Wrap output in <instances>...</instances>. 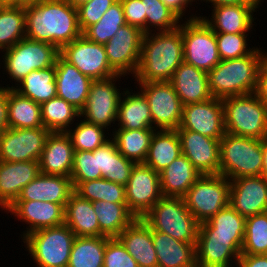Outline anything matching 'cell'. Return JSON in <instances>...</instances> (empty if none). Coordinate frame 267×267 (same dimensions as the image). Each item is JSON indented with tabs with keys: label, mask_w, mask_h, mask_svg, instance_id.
Returning <instances> with one entry per match:
<instances>
[{
	"label": "cell",
	"mask_w": 267,
	"mask_h": 267,
	"mask_svg": "<svg viewBox=\"0 0 267 267\" xmlns=\"http://www.w3.org/2000/svg\"><path fill=\"white\" fill-rule=\"evenodd\" d=\"M70 178L72 182H86L103 178L101 170L98 169L97 149L94 151H74Z\"/></svg>",
	"instance_id": "cell-49"
},
{
	"label": "cell",
	"mask_w": 267,
	"mask_h": 267,
	"mask_svg": "<svg viewBox=\"0 0 267 267\" xmlns=\"http://www.w3.org/2000/svg\"><path fill=\"white\" fill-rule=\"evenodd\" d=\"M172 31L143 35L136 83L170 81L183 60L182 22Z\"/></svg>",
	"instance_id": "cell-2"
},
{
	"label": "cell",
	"mask_w": 267,
	"mask_h": 267,
	"mask_svg": "<svg viewBox=\"0 0 267 267\" xmlns=\"http://www.w3.org/2000/svg\"><path fill=\"white\" fill-rule=\"evenodd\" d=\"M183 106L200 103L213 98L207 72L183 62L169 81Z\"/></svg>",
	"instance_id": "cell-28"
},
{
	"label": "cell",
	"mask_w": 267,
	"mask_h": 267,
	"mask_svg": "<svg viewBox=\"0 0 267 267\" xmlns=\"http://www.w3.org/2000/svg\"><path fill=\"white\" fill-rule=\"evenodd\" d=\"M106 244V236H76L67 267H103Z\"/></svg>",
	"instance_id": "cell-41"
},
{
	"label": "cell",
	"mask_w": 267,
	"mask_h": 267,
	"mask_svg": "<svg viewBox=\"0 0 267 267\" xmlns=\"http://www.w3.org/2000/svg\"><path fill=\"white\" fill-rule=\"evenodd\" d=\"M29 225L23 231L21 239L37 230L65 224V207L62 204L44 201L16 200L5 210Z\"/></svg>",
	"instance_id": "cell-19"
},
{
	"label": "cell",
	"mask_w": 267,
	"mask_h": 267,
	"mask_svg": "<svg viewBox=\"0 0 267 267\" xmlns=\"http://www.w3.org/2000/svg\"><path fill=\"white\" fill-rule=\"evenodd\" d=\"M68 2L72 7L78 8L80 5L88 2L89 0H65Z\"/></svg>",
	"instance_id": "cell-60"
},
{
	"label": "cell",
	"mask_w": 267,
	"mask_h": 267,
	"mask_svg": "<svg viewBox=\"0 0 267 267\" xmlns=\"http://www.w3.org/2000/svg\"><path fill=\"white\" fill-rule=\"evenodd\" d=\"M26 38L52 44L59 50L82 35L77 8L65 0H43L24 7Z\"/></svg>",
	"instance_id": "cell-1"
},
{
	"label": "cell",
	"mask_w": 267,
	"mask_h": 267,
	"mask_svg": "<svg viewBox=\"0 0 267 267\" xmlns=\"http://www.w3.org/2000/svg\"><path fill=\"white\" fill-rule=\"evenodd\" d=\"M81 119L80 117V122L77 119V125L74 124L75 127H71L66 132L71 139L74 151H94L111 139L109 132H106L110 130Z\"/></svg>",
	"instance_id": "cell-45"
},
{
	"label": "cell",
	"mask_w": 267,
	"mask_h": 267,
	"mask_svg": "<svg viewBox=\"0 0 267 267\" xmlns=\"http://www.w3.org/2000/svg\"><path fill=\"white\" fill-rule=\"evenodd\" d=\"M245 226L246 218L228 205L208 221L200 223L198 236L244 238Z\"/></svg>",
	"instance_id": "cell-38"
},
{
	"label": "cell",
	"mask_w": 267,
	"mask_h": 267,
	"mask_svg": "<svg viewBox=\"0 0 267 267\" xmlns=\"http://www.w3.org/2000/svg\"><path fill=\"white\" fill-rule=\"evenodd\" d=\"M78 118L80 111L58 96L41 104L43 127L50 132H67Z\"/></svg>",
	"instance_id": "cell-40"
},
{
	"label": "cell",
	"mask_w": 267,
	"mask_h": 267,
	"mask_svg": "<svg viewBox=\"0 0 267 267\" xmlns=\"http://www.w3.org/2000/svg\"><path fill=\"white\" fill-rule=\"evenodd\" d=\"M96 213L100 236L116 238L136 217L129 211L127 203L109 201L92 202Z\"/></svg>",
	"instance_id": "cell-37"
},
{
	"label": "cell",
	"mask_w": 267,
	"mask_h": 267,
	"mask_svg": "<svg viewBox=\"0 0 267 267\" xmlns=\"http://www.w3.org/2000/svg\"><path fill=\"white\" fill-rule=\"evenodd\" d=\"M241 254H267V211L246 218Z\"/></svg>",
	"instance_id": "cell-47"
},
{
	"label": "cell",
	"mask_w": 267,
	"mask_h": 267,
	"mask_svg": "<svg viewBox=\"0 0 267 267\" xmlns=\"http://www.w3.org/2000/svg\"><path fill=\"white\" fill-rule=\"evenodd\" d=\"M244 238L198 236L195 251L197 267H234L241 255Z\"/></svg>",
	"instance_id": "cell-21"
},
{
	"label": "cell",
	"mask_w": 267,
	"mask_h": 267,
	"mask_svg": "<svg viewBox=\"0 0 267 267\" xmlns=\"http://www.w3.org/2000/svg\"><path fill=\"white\" fill-rule=\"evenodd\" d=\"M159 175L162 196L183 198L202 174L199 173L185 155L181 154Z\"/></svg>",
	"instance_id": "cell-31"
},
{
	"label": "cell",
	"mask_w": 267,
	"mask_h": 267,
	"mask_svg": "<svg viewBox=\"0 0 267 267\" xmlns=\"http://www.w3.org/2000/svg\"><path fill=\"white\" fill-rule=\"evenodd\" d=\"M50 133L45 127L6 128L0 134V161H39Z\"/></svg>",
	"instance_id": "cell-13"
},
{
	"label": "cell",
	"mask_w": 267,
	"mask_h": 267,
	"mask_svg": "<svg viewBox=\"0 0 267 267\" xmlns=\"http://www.w3.org/2000/svg\"><path fill=\"white\" fill-rule=\"evenodd\" d=\"M249 1L258 9L264 0H249Z\"/></svg>",
	"instance_id": "cell-61"
},
{
	"label": "cell",
	"mask_w": 267,
	"mask_h": 267,
	"mask_svg": "<svg viewBox=\"0 0 267 267\" xmlns=\"http://www.w3.org/2000/svg\"><path fill=\"white\" fill-rule=\"evenodd\" d=\"M72 183L74 192L91 202L103 200L113 203H126L125 186L106 178Z\"/></svg>",
	"instance_id": "cell-43"
},
{
	"label": "cell",
	"mask_w": 267,
	"mask_h": 267,
	"mask_svg": "<svg viewBox=\"0 0 267 267\" xmlns=\"http://www.w3.org/2000/svg\"><path fill=\"white\" fill-rule=\"evenodd\" d=\"M263 140L225 133L220 139V175L229 180L261 176Z\"/></svg>",
	"instance_id": "cell-4"
},
{
	"label": "cell",
	"mask_w": 267,
	"mask_h": 267,
	"mask_svg": "<svg viewBox=\"0 0 267 267\" xmlns=\"http://www.w3.org/2000/svg\"><path fill=\"white\" fill-rule=\"evenodd\" d=\"M126 203L136 218H143L162 197L160 175L144 163H137L125 186Z\"/></svg>",
	"instance_id": "cell-15"
},
{
	"label": "cell",
	"mask_w": 267,
	"mask_h": 267,
	"mask_svg": "<svg viewBox=\"0 0 267 267\" xmlns=\"http://www.w3.org/2000/svg\"><path fill=\"white\" fill-rule=\"evenodd\" d=\"M254 93L267 106V64L265 62L259 68L257 87Z\"/></svg>",
	"instance_id": "cell-53"
},
{
	"label": "cell",
	"mask_w": 267,
	"mask_h": 267,
	"mask_svg": "<svg viewBox=\"0 0 267 267\" xmlns=\"http://www.w3.org/2000/svg\"><path fill=\"white\" fill-rule=\"evenodd\" d=\"M121 77L125 76L117 74L107 79L93 80L85 106L80 111V117L107 130L116 126L118 105L122 95L116 81L119 82Z\"/></svg>",
	"instance_id": "cell-11"
},
{
	"label": "cell",
	"mask_w": 267,
	"mask_h": 267,
	"mask_svg": "<svg viewBox=\"0 0 267 267\" xmlns=\"http://www.w3.org/2000/svg\"><path fill=\"white\" fill-rule=\"evenodd\" d=\"M116 238L135 259L138 267H158L152 229L142 218H136Z\"/></svg>",
	"instance_id": "cell-27"
},
{
	"label": "cell",
	"mask_w": 267,
	"mask_h": 267,
	"mask_svg": "<svg viewBox=\"0 0 267 267\" xmlns=\"http://www.w3.org/2000/svg\"><path fill=\"white\" fill-rule=\"evenodd\" d=\"M126 23L146 34V14L142 0H121Z\"/></svg>",
	"instance_id": "cell-52"
},
{
	"label": "cell",
	"mask_w": 267,
	"mask_h": 267,
	"mask_svg": "<svg viewBox=\"0 0 267 267\" xmlns=\"http://www.w3.org/2000/svg\"><path fill=\"white\" fill-rule=\"evenodd\" d=\"M154 231L176 240L196 243L200 223L186 207L184 198L162 196L142 218Z\"/></svg>",
	"instance_id": "cell-5"
},
{
	"label": "cell",
	"mask_w": 267,
	"mask_h": 267,
	"mask_svg": "<svg viewBox=\"0 0 267 267\" xmlns=\"http://www.w3.org/2000/svg\"><path fill=\"white\" fill-rule=\"evenodd\" d=\"M40 173L39 161H0L1 210L5 212L19 197L22 189Z\"/></svg>",
	"instance_id": "cell-22"
},
{
	"label": "cell",
	"mask_w": 267,
	"mask_h": 267,
	"mask_svg": "<svg viewBox=\"0 0 267 267\" xmlns=\"http://www.w3.org/2000/svg\"><path fill=\"white\" fill-rule=\"evenodd\" d=\"M75 237L63 224L37 230L21 240L37 267H67Z\"/></svg>",
	"instance_id": "cell-7"
},
{
	"label": "cell",
	"mask_w": 267,
	"mask_h": 267,
	"mask_svg": "<svg viewBox=\"0 0 267 267\" xmlns=\"http://www.w3.org/2000/svg\"><path fill=\"white\" fill-rule=\"evenodd\" d=\"M152 241L156 250L158 267H197L196 243L174 239L168 234L152 230Z\"/></svg>",
	"instance_id": "cell-30"
},
{
	"label": "cell",
	"mask_w": 267,
	"mask_h": 267,
	"mask_svg": "<svg viewBox=\"0 0 267 267\" xmlns=\"http://www.w3.org/2000/svg\"><path fill=\"white\" fill-rule=\"evenodd\" d=\"M7 87L0 84V134L7 126Z\"/></svg>",
	"instance_id": "cell-56"
},
{
	"label": "cell",
	"mask_w": 267,
	"mask_h": 267,
	"mask_svg": "<svg viewBox=\"0 0 267 267\" xmlns=\"http://www.w3.org/2000/svg\"><path fill=\"white\" fill-rule=\"evenodd\" d=\"M146 14V33L172 31L179 27L181 19L162 0H142ZM155 29H153V28Z\"/></svg>",
	"instance_id": "cell-46"
},
{
	"label": "cell",
	"mask_w": 267,
	"mask_h": 267,
	"mask_svg": "<svg viewBox=\"0 0 267 267\" xmlns=\"http://www.w3.org/2000/svg\"><path fill=\"white\" fill-rule=\"evenodd\" d=\"M236 267H267V254H241Z\"/></svg>",
	"instance_id": "cell-54"
},
{
	"label": "cell",
	"mask_w": 267,
	"mask_h": 267,
	"mask_svg": "<svg viewBox=\"0 0 267 267\" xmlns=\"http://www.w3.org/2000/svg\"><path fill=\"white\" fill-rule=\"evenodd\" d=\"M0 53L4 54L0 66L3 65V72L7 73L9 80L12 79L10 83L14 81L16 86L33 70L54 66L60 50L52 44L25 37Z\"/></svg>",
	"instance_id": "cell-8"
},
{
	"label": "cell",
	"mask_w": 267,
	"mask_h": 267,
	"mask_svg": "<svg viewBox=\"0 0 267 267\" xmlns=\"http://www.w3.org/2000/svg\"><path fill=\"white\" fill-rule=\"evenodd\" d=\"M73 192L74 186L70 177L40 173L22 189L16 200L52 202L66 207Z\"/></svg>",
	"instance_id": "cell-26"
},
{
	"label": "cell",
	"mask_w": 267,
	"mask_h": 267,
	"mask_svg": "<svg viewBox=\"0 0 267 267\" xmlns=\"http://www.w3.org/2000/svg\"><path fill=\"white\" fill-rule=\"evenodd\" d=\"M221 60L237 59L249 55L256 47L247 39L249 33H215ZM249 46V47H248Z\"/></svg>",
	"instance_id": "cell-48"
},
{
	"label": "cell",
	"mask_w": 267,
	"mask_h": 267,
	"mask_svg": "<svg viewBox=\"0 0 267 267\" xmlns=\"http://www.w3.org/2000/svg\"><path fill=\"white\" fill-rule=\"evenodd\" d=\"M136 89L146 97L153 128L156 130H177L180 126L183 104L169 81L137 83Z\"/></svg>",
	"instance_id": "cell-12"
},
{
	"label": "cell",
	"mask_w": 267,
	"mask_h": 267,
	"mask_svg": "<svg viewBox=\"0 0 267 267\" xmlns=\"http://www.w3.org/2000/svg\"><path fill=\"white\" fill-rule=\"evenodd\" d=\"M182 154L177 130H155L145 165L160 173Z\"/></svg>",
	"instance_id": "cell-33"
},
{
	"label": "cell",
	"mask_w": 267,
	"mask_h": 267,
	"mask_svg": "<svg viewBox=\"0 0 267 267\" xmlns=\"http://www.w3.org/2000/svg\"><path fill=\"white\" fill-rule=\"evenodd\" d=\"M20 95L30 98L38 104L57 96L55 65L40 70H33L17 86H9Z\"/></svg>",
	"instance_id": "cell-34"
},
{
	"label": "cell",
	"mask_w": 267,
	"mask_h": 267,
	"mask_svg": "<svg viewBox=\"0 0 267 267\" xmlns=\"http://www.w3.org/2000/svg\"><path fill=\"white\" fill-rule=\"evenodd\" d=\"M117 0H89L77 8L78 23L83 33L88 27L96 24Z\"/></svg>",
	"instance_id": "cell-50"
},
{
	"label": "cell",
	"mask_w": 267,
	"mask_h": 267,
	"mask_svg": "<svg viewBox=\"0 0 267 267\" xmlns=\"http://www.w3.org/2000/svg\"><path fill=\"white\" fill-rule=\"evenodd\" d=\"M7 110L8 128L43 127L41 105L20 95L13 88H7Z\"/></svg>",
	"instance_id": "cell-35"
},
{
	"label": "cell",
	"mask_w": 267,
	"mask_h": 267,
	"mask_svg": "<svg viewBox=\"0 0 267 267\" xmlns=\"http://www.w3.org/2000/svg\"><path fill=\"white\" fill-rule=\"evenodd\" d=\"M126 24L121 0H117L103 14L102 18L96 24L88 27L82 35L92 42L104 45Z\"/></svg>",
	"instance_id": "cell-44"
},
{
	"label": "cell",
	"mask_w": 267,
	"mask_h": 267,
	"mask_svg": "<svg viewBox=\"0 0 267 267\" xmlns=\"http://www.w3.org/2000/svg\"><path fill=\"white\" fill-rule=\"evenodd\" d=\"M229 192L230 180L225 176L201 175L183 198L196 220L203 223L229 205Z\"/></svg>",
	"instance_id": "cell-10"
},
{
	"label": "cell",
	"mask_w": 267,
	"mask_h": 267,
	"mask_svg": "<svg viewBox=\"0 0 267 267\" xmlns=\"http://www.w3.org/2000/svg\"><path fill=\"white\" fill-rule=\"evenodd\" d=\"M263 62V50L260 46L244 57L221 60L207 73L213 98L224 99L254 93L258 71Z\"/></svg>",
	"instance_id": "cell-3"
},
{
	"label": "cell",
	"mask_w": 267,
	"mask_h": 267,
	"mask_svg": "<svg viewBox=\"0 0 267 267\" xmlns=\"http://www.w3.org/2000/svg\"><path fill=\"white\" fill-rule=\"evenodd\" d=\"M1 6H26V0H0Z\"/></svg>",
	"instance_id": "cell-59"
},
{
	"label": "cell",
	"mask_w": 267,
	"mask_h": 267,
	"mask_svg": "<svg viewBox=\"0 0 267 267\" xmlns=\"http://www.w3.org/2000/svg\"><path fill=\"white\" fill-rule=\"evenodd\" d=\"M117 114V128L140 130L154 129L151 111L144 94L139 90L122 89ZM131 90V91H130Z\"/></svg>",
	"instance_id": "cell-29"
},
{
	"label": "cell",
	"mask_w": 267,
	"mask_h": 267,
	"mask_svg": "<svg viewBox=\"0 0 267 267\" xmlns=\"http://www.w3.org/2000/svg\"><path fill=\"white\" fill-rule=\"evenodd\" d=\"M182 154L202 175L220 174V139L190 130H177Z\"/></svg>",
	"instance_id": "cell-18"
},
{
	"label": "cell",
	"mask_w": 267,
	"mask_h": 267,
	"mask_svg": "<svg viewBox=\"0 0 267 267\" xmlns=\"http://www.w3.org/2000/svg\"><path fill=\"white\" fill-rule=\"evenodd\" d=\"M196 15L183 18L186 19L182 23L183 60L208 73L221 59L215 32Z\"/></svg>",
	"instance_id": "cell-9"
},
{
	"label": "cell",
	"mask_w": 267,
	"mask_h": 267,
	"mask_svg": "<svg viewBox=\"0 0 267 267\" xmlns=\"http://www.w3.org/2000/svg\"><path fill=\"white\" fill-rule=\"evenodd\" d=\"M143 31L126 24L104 44L110 67L119 75H135L141 54Z\"/></svg>",
	"instance_id": "cell-16"
},
{
	"label": "cell",
	"mask_w": 267,
	"mask_h": 267,
	"mask_svg": "<svg viewBox=\"0 0 267 267\" xmlns=\"http://www.w3.org/2000/svg\"><path fill=\"white\" fill-rule=\"evenodd\" d=\"M266 51L263 49L264 62L267 64V52Z\"/></svg>",
	"instance_id": "cell-63"
},
{
	"label": "cell",
	"mask_w": 267,
	"mask_h": 267,
	"mask_svg": "<svg viewBox=\"0 0 267 267\" xmlns=\"http://www.w3.org/2000/svg\"><path fill=\"white\" fill-rule=\"evenodd\" d=\"M257 8L253 4H235L215 6L211 17L199 16L215 33H248L253 30L257 17H253ZM254 23V24H253Z\"/></svg>",
	"instance_id": "cell-23"
},
{
	"label": "cell",
	"mask_w": 267,
	"mask_h": 267,
	"mask_svg": "<svg viewBox=\"0 0 267 267\" xmlns=\"http://www.w3.org/2000/svg\"><path fill=\"white\" fill-rule=\"evenodd\" d=\"M164 4L172 10L181 20L186 15L188 5L193 6L192 2L197 3V0H162Z\"/></svg>",
	"instance_id": "cell-55"
},
{
	"label": "cell",
	"mask_w": 267,
	"mask_h": 267,
	"mask_svg": "<svg viewBox=\"0 0 267 267\" xmlns=\"http://www.w3.org/2000/svg\"><path fill=\"white\" fill-rule=\"evenodd\" d=\"M156 129L129 130L113 128L111 139L116 142L118 151L133 162L144 163ZM113 136V137H112Z\"/></svg>",
	"instance_id": "cell-39"
},
{
	"label": "cell",
	"mask_w": 267,
	"mask_h": 267,
	"mask_svg": "<svg viewBox=\"0 0 267 267\" xmlns=\"http://www.w3.org/2000/svg\"><path fill=\"white\" fill-rule=\"evenodd\" d=\"M177 130H190L210 138L221 139L226 133L222 99L211 98L204 102L184 105Z\"/></svg>",
	"instance_id": "cell-17"
},
{
	"label": "cell",
	"mask_w": 267,
	"mask_h": 267,
	"mask_svg": "<svg viewBox=\"0 0 267 267\" xmlns=\"http://www.w3.org/2000/svg\"><path fill=\"white\" fill-rule=\"evenodd\" d=\"M227 133L263 140L267 138V106L255 93L222 99Z\"/></svg>",
	"instance_id": "cell-6"
},
{
	"label": "cell",
	"mask_w": 267,
	"mask_h": 267,
	"mask_svg": "<svg viewBox=\"0 0 267 267\" xmlns=\"http://www.w3.org/2000/svg\"><path fill=\"white\" fill-rule=\"evenodd\" d=\"M26 37L25 9L0 5V52Z\"/></svg>",
	"instance_id": "cell-42"
},
{
	"label": "cell",
	"mask_w": 267,
	"mask_h": 267,
	"mask_svg": "<svg viewBox=\"0 0 267 267\" xmlns=\"http://www.w3.org/2000/svg\"><path fill=\"white\" fill-rule=\"evenodd\" d=\"M38 1H43V0H26V6L30 3L38 2Z\"/></svg>",
	"instance_id": "cell-62"
},
{
	"label": "cell",
	"mask_w": 267,
	"mask_h": 267,
	"mask_svg": "<svg viewBox=\"0 0 267 267\" xmlns=\"http://www.w3.org/2000/svg\"><path fill=\"white\" fill-rule=\"evenodd\" d=\"M97 163L103 178L123 186H126L136 164L118 151L113 139L97 148Z\"/></svg>",
	"instance_id": "cell-36"
},
{
	"label": "cell",
	"mask_w": 267,
	"mask_h": 267,
	"mask_svg": "<svg viewBox=\"0 0 267 267\" xmlns=\"http://www.w3.org/2000/svg\"><path fill=\"white\" fill-rule=\"evenodd\" d=\"M262 176L267 178V138L263 139V170Z\"/></svg>",
	"instance_id": "cell-58"
},
{
	"label": "cell",
	"mask_w": 267,
	"mask_h": 267,
	"mask_svg": "<svg viewBox=\"0 0 267 267\" xmlns=\"http://www.w3.org/2000/svg\"><path fill=\"white\" fill-rule=\"evenodd\" d=\"M65 224L77 237H98L100 228L92 202L73 192L65 207Z\"/></svg>",
	"instance_id": "cell-32"
},
{
	"label": "cell",
	"mask_w": 267,
	"mask_h": 267,
	"mask_svg": "<svg viewBox=\"0 0 267 267\" xmlns=\"http://www.w3.org/2000/svg\"><path fill=\"white\" fill-rule=\"evenodd\" d=\"M57 96L81 111L86 103L92 79L82 74L60 54L56 63Z\"/></svg>",
	"instance_id": "cell-24"
},
{
	"label": "cell",
	"mask_w": 267,
	"mask_h": 267,
	"mask_svg": "<svg viewBox=\"0 0 267 267\" xmlns=\"http://www.w3.org/2000/svg\"><path fill=\"white\" fill-rule=\"evenodd\" d=\"M103 267H138V264L117 238L107 237Z\"/></svg>",
	"instance_id": "cell-51"
},
{
	"label": "cell",
	"mask_w": 267,
	"mask_h": 267,
	"mask_svg": "<svg viewBox=\"0 0 267 267\" xmlns=\"http://www.w3.org/2000/svg\"><path fill=\"white\" fill-rule=\"evenodd\" d=\"M199 1V0H198ZM201 2L211 3L212 7L235 4H252L249 0H200Z\"/></svg>",
	"instance_id": "cell-57"
},
{
	"label": "cell",
	"mask_w": 267,
	"mask_h": 267,
	"mask_svg": "<svg viewBox=\"0 0 267 267\" xmlns=\"http://www.w3.org/2000/svg\"><path fill=\"white\" fill-rule=\"evenodd\" d=\"M60 55L92 80H103L117 75L107 60L105 47L88 40L84 35L64 45Z\"/></svg>",
	"instance_id": "cell-14"
},
{
	"label": "cell",
	"mask_w": 267,
	"mask_h": 267,
	"mask_svg": "<svg viewBox=\"0 0 267 267\" xmlns=\"http://www.w3.org/2000/svg\"><path fill=\"white\" fill-rule=\"evenodd\" d=\"M73 158V145L66 132H51L39 160L40 171L46 175L70 177Z\"/></svg>",
	"instance_id": "cell-25"
},
{
	"label": "cell",
	"mask_w": 267,
	"mask_h": 267,
	"mask_svg": "<svg viewBox=\"0 0 267 267\" xmlns=\"http://www.w3.org/2000/svg\"><path fill=\"white\" fill-rule=\"evenodd\" d=\"M229 205L243 217L267 211V178L240 177L230 180Z\"/></svg>",
	"instance_id": "cell-20"
}]
</instances>
